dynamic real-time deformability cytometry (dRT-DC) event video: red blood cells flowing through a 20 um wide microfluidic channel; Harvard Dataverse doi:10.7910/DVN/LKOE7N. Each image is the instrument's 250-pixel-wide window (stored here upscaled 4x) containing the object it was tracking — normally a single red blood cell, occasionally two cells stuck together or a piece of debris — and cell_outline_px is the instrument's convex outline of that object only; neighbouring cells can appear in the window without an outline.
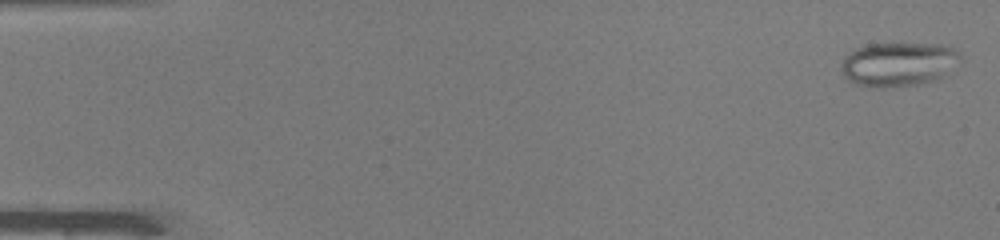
{"species": "common noctule bat (a hibernating species)", "species_latin": "Nyctalus noctula", "temperature_condition": "warm", "stored_images_in_passage": 49, "camera_frame_rate_fps": 3000, "um_per_image_px": 0.085, "animal": {"sex": "male", "body_mass_g": 19.0, "forearm_length_mm": 50.8}, "frame": {"image": 1, "passage_image": 1, "time_ms": 0.0, "image_size_px": [1000, 240], "cell_outline_px": [[960, 56], [940, 76], [932, 80], [916, 84], [884, 88], [880, 88], [852, 84], [844, 76], [840, 68], [840, 64], [844, 56], [856, 48], [868, 44], [940, 44], [956, 48]], "centroid_in_image_um": [76.24, 5.45], "position_along_channel_um": 8.8, "area_um2": 30.11}}
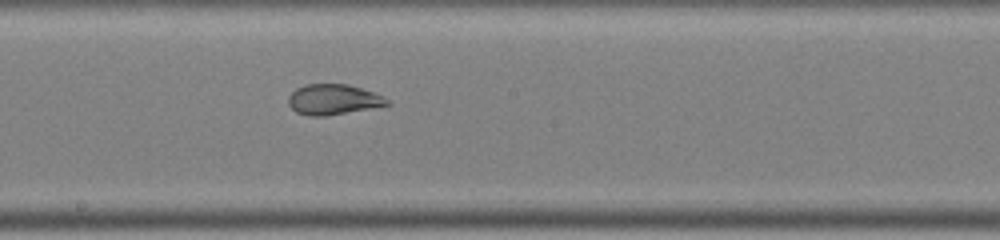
{"frame": {"image": 2, "passage_image": 27, "time_ms": 8.667, "image_size_px": [1000, 240], "cell_outline_px": [[392, 104], [324, 116], [308, 116], [296, 112], [288, 104], [288, 96], [296, 88], [304, 84], [348, 84], [384, 96]], "centroid_in_image_um": [28.29, 8.45], "position_along_channel_um": 219.9, "area_um2": 17.4}}
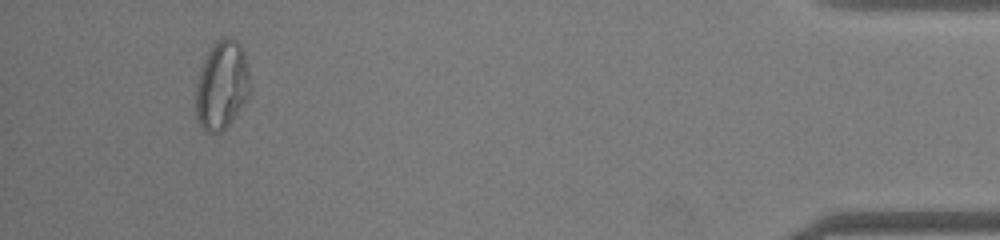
{"frame": {"image": 3, "passage_image": 46, "time_ms": 15.0, "image_size_px": [1000, 240], "cell_outline_px": [[248, 96], [244, 104], [232, 120], [220, 132], [204, 132], [200, 128], [196, 116], [196, 84], [200, 68], [212, 44], [216, 40], [224, 36], [232, 36], [240, 44], [244, 52], [248, 72]], "centroid_in_image_um": [18.82, 7.22], "position_along_channel_um": 416.4, "area_um2": 28.03}, "authors_computed_cell_mechanics": {"area_um2": 24.6228, "velocity_mm_per_s": 4.1186, "shape_relaxation_time_tau1_ms": null, "shape_relaxation_time_tau2_ms": 0.8351, "deformation_change_tau1": null, "deformation_change_tau2": 0.0701}}